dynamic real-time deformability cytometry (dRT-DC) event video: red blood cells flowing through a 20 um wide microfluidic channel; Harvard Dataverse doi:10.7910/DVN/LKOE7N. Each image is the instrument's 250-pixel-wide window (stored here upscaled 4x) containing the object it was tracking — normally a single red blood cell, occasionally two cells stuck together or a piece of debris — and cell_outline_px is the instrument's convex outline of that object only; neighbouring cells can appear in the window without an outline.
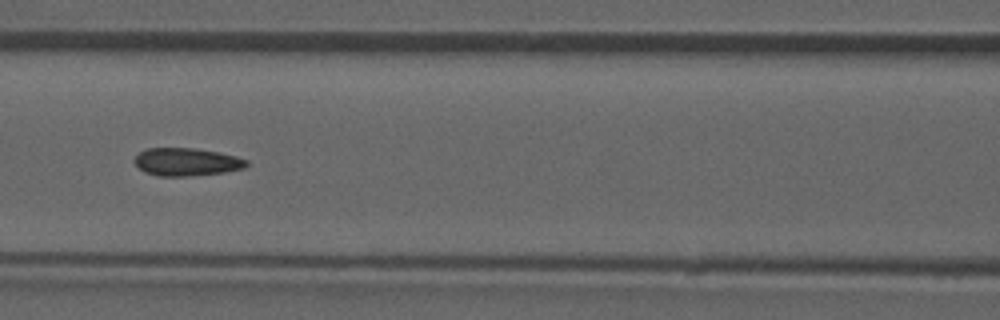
{"species": "common noctule bat (a hibernating species)", "species_latin": "Nyctalus noctula", "temperature_condition": "room temperature", "stored_images_in_passage": 51, "camera_frame_rate_fps": 3000, "um_per_image_px": 0.085, "animal": {"sex": "male", "forearm_length_mm": 52.5}, "frame": {"image": 1, "passage_image": 22, "time_ms": 7.0, "image_size_px": [1000, 320], "cell_outline_px": [[248, 164], [244, 168], [224, 172], [188, 176], [156, 176], [144, 172], [132, 160], [140, 152], [148, 148], [196, 148], [236, 156], [248, 160]], "centroid_in_image_um": [15.84, 13.76], "position_along_channel_um": 150.8, "area_um2": 18.15}, "authors_computed_cell_mechanics": {"area_um2": 18.5538, "velocity_mm_per_s": 3.9338, "shape_relaxation_time_tau1_ms": null, "shape_relaxation_time_tau2_ms": 1.8155, "deformation_change_tau1": null, "deformation_change_tau2": 0.0593}}